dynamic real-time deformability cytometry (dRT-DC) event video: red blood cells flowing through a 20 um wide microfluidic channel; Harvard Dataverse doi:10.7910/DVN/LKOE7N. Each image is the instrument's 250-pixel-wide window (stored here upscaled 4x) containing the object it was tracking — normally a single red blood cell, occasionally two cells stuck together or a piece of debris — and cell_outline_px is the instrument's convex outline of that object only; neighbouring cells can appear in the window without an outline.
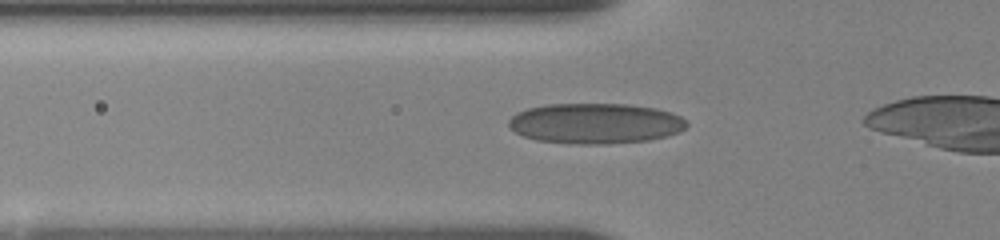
{"species": "human", "species_latin": "Homo sapiens", "temperature_condition": "room temperature", "stored_images_in_passage": 38, "camera_frame_rate_fps": 3000, "um_per_image_px": 0.085, "donor": {"sex": "female"}, "frame": {"image": 1, "passage_image": 5, "time_ms": 1.0, "image_size_px": [1000, 240], "cell_outline_px": [[688, 124], [684, 128], [668, 136], [648, 140], [608, 144], [572, 144], [536, 140], [524, 136], [516, 132], [508, 124], [508, 120], [516, 112], [528, 108], [548, 104], [628, 104], [656, 108], [672, 112], [680, 116]], "centroid_in_image_um": [50.6, 10.49], "position_along_channel_um": 75.2, "area_um2": 42.02}}
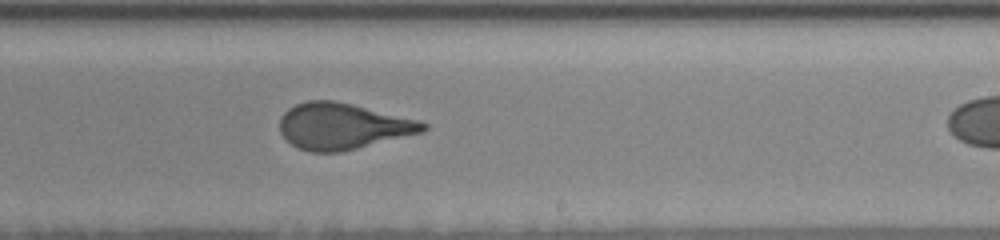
{"frame": {"image": 2, "passage_image": 20, "time_ms": 6.0, "image_size_px": [1000, 240], "cell_outline_px": [[428, 128], [424, 132], [340, 152], [312, 152], [296, 148], [280, 132], [280, 116], [288, 108], [296, 104], [308, 100], [332, 100], [352, 104], [420, 120], [428, 124]], "centroid_in_image_um": [29.13, 10.72], "position_along_channel_um": 259.9, "area_um2": 38.61}}
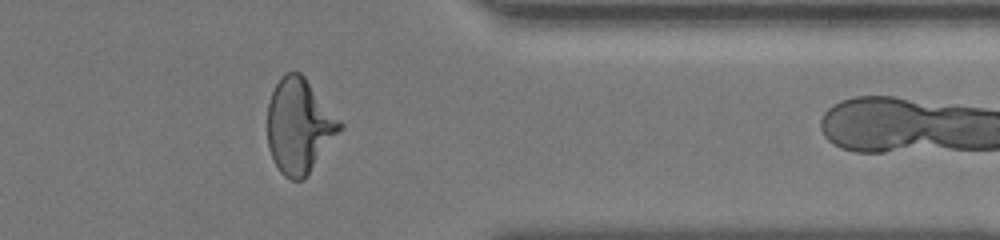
{"frame": {"image": 3, "passage_image": 37, "time_ms": 9.667, "image_size_px": [1000, 240], "cell_outline_px": [[344, 128], [304, 180], [292, 180], [284, 176], [280, 172], [268, 148], [268, 104], [272, 92], [280, 76], [284, 72], [300, 72], [304, 76], [344, 124]], "centroid_in_image_um": [25.45, 10.71], "position_along_channel_um": 385.9, "area_um2": 40.11}, "authors_computed_cell_mechanics": {"area_um2": 38.8705, "velocity_mm_per_s": 3.6723, "shape_relaxation_time_tau1_ms": 6.6004, "shape_relaxation_time_tau2_ms": 0.6951, "deformation_change_tau1": 0.1853, "deformation_change_tau2": 0.0914}}